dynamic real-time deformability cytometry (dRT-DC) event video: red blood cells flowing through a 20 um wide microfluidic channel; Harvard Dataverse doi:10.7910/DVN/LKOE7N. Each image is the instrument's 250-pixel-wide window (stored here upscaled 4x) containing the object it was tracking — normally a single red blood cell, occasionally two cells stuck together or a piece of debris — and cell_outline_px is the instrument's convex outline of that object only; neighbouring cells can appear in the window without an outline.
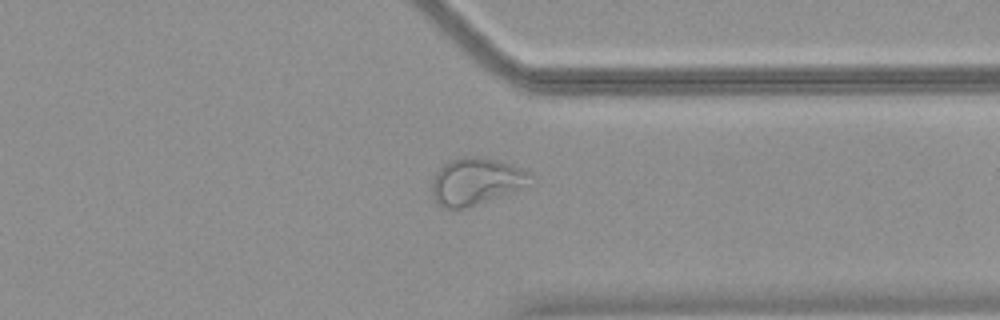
{"species": "common noctule bat (a hibernating species)", "species_latin": "Nyctalus noctula", "temperature_condition": "warm", "stored_images_in_passage": 36, "camera_frame_rate_fps": 3000, "um_per_image_px": 0.085, "animal": {"sex": "female", "body_mass_g": 18.4}, "frame": {"image": 1, "passage_image": 25, "time_ms": 8.0, "image_size_px": [1000, 320], "cell_outline_px": [[536, 180], [512, 192], [464, 208], [444, 208], [436, 204], [432, 196], [432, 180], [436, 172], [448, 160], [464, 156], [476, 156], [496, 160], [512, 164], [532, 172]], "centroid_in_image_um": [40.48, 15.4], "position_along_channel_um": 370.9, "area_um2": 27.17}}
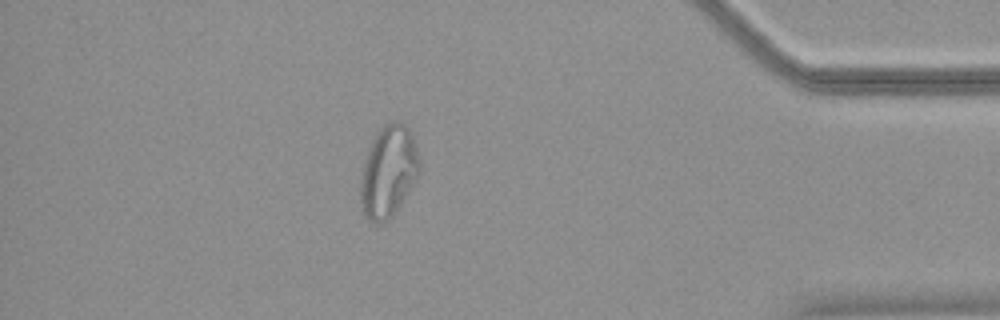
{"frame": {"image": 2, "passage_image": 30, "time_ms": 9.667, "image_size_px": [1000, 320], "cell_outline_px": [[420, 172], [392, 216], [388, 220], [380, 224], [376, 224], [368, 220], [364, 216], [360, 208], [360, 176], [364, 160], [368, 148], [372, 140], [380, 128], [384, 124], [392, 120], [400, 120], [412, 132], [420, 160]], "centroid_in_image_um": [32.99, 14.57], "position_along_channel_um": 402.2, "area_um2": 31.91}}